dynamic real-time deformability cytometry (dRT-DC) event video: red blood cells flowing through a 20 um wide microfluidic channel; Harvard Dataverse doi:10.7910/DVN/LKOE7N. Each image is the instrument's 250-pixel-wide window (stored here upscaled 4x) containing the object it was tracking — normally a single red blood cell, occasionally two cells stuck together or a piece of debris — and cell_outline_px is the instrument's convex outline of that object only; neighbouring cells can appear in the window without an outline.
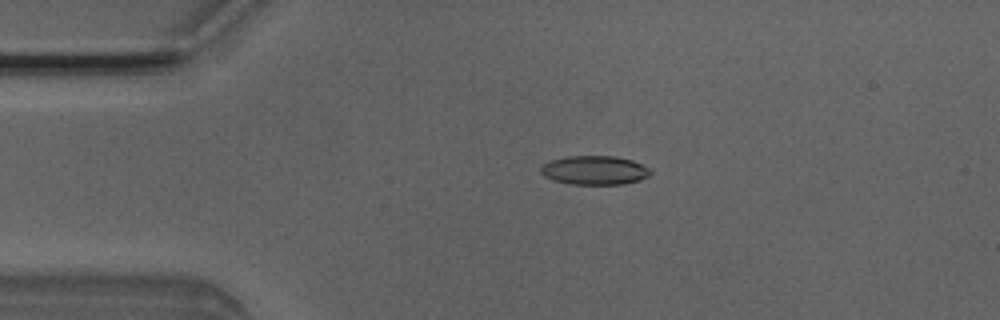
{"species": "Egyptian fruit bat (a non-hibernating species)", "species_latin": "Rousettus aegyptiacus", "temperature_condition": "room temperature", "stored_images_in_passage": 5, "camera_frame_rate_fps": 3000, "um_per_image_px": 0.085, "animal": {"sex": "male"}, "frame": {"image": 1, "passage_image": 4, "time_ms": 1.0, "image_size_px": [1000, 320], "cell_outline_px": [[652, 172], [648, 176], [640, 180], [624, 184], [568, 184], [552, 180], [544, 176], [540, 172], [540, 168], [544, 164], [552, 160], [568, 156], [616, 156], [632, 160], [648, 168]], "centroid_in_image_um": [50.52, 14.47], "position_along_channel_um": 34.5, "area_um2": 18.5}}